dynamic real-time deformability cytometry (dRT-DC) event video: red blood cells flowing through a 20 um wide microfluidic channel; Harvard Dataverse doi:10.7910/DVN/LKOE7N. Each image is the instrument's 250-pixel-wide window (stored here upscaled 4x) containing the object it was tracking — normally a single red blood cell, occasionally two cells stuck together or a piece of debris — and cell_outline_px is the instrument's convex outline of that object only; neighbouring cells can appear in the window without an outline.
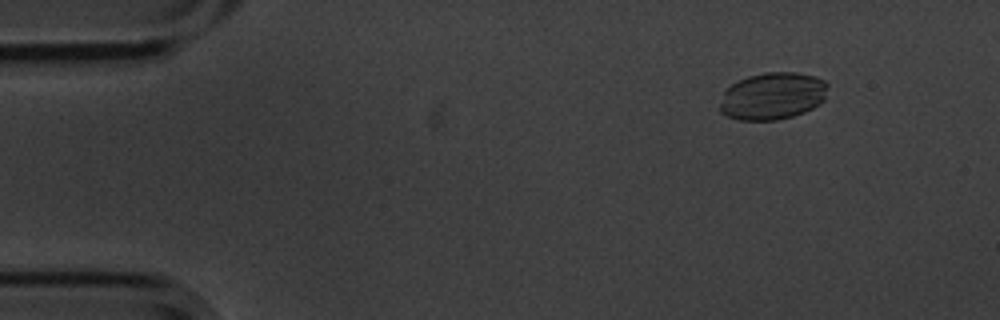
{"species": "common noctule bat (a hibernating species)", "species_latin": "Nyctalus noctula", "temperature_condition": "cold", "stored_images_in_passage": 5, "camera_frame_rate_fps": 3000, "um_per_image_px": 0.085, "animal": {"sex": "male", "body_mass_g": 20.1, "forearm_length_mm": 53.5}, "frame": {"image": 1, "passage_image": 2, "time_ms": 0.333, "image_size_px": [1000, 320], "cell_outline_px": [[828, 84], [824, 100], [820, 104], [804, 112], [792, 116], [776, 120], [740, 120], [728, 116], [720, 112], [720, 104], [724, 92], [732, 84], [748, 76], [764, 72], [796, 72], [816, 76], [824, 80]], "centroid_in_image_um": [65.69, 8.15], "position_along_channel_um": 19.3, "area_um2": 29.71}}